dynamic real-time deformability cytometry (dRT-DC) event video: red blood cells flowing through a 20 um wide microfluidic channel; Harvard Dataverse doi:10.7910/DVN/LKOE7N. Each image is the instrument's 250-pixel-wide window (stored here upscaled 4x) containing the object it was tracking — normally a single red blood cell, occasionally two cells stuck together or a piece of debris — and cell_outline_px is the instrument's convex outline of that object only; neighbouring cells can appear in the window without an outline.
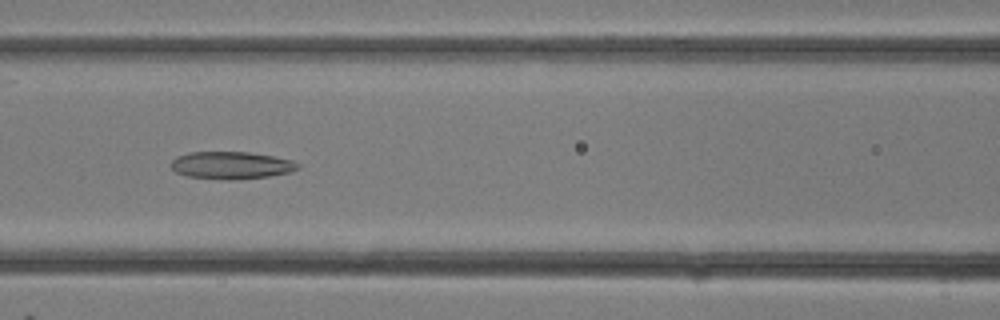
{"species": "common noctule bat (a hibernating species)", "species_latin": "Nyctalus noctula", "temperature_condition": "room temperature", "stored_images_in_passage": 32, "camera_frame_rate_fps": 3000, "um_per_image_px": 0.085, "animal": {"sex": "female"}, "frame": {"image": 1, "passage_image": 14, "time_ms": 4.333, "image_size_px": [1000, 320], "cell_outline_px": [[300, 168], [288, 172], [268, 176], [236, 180], [228, 180], [188, 176], [176, 172], [168, 164], [176, 156], [188, 152], [248, 152], [272, 156], [292, 160], [300, 164]], "centroid_in_image_um": [19.62, 14.04], "position_along_channel_um": 147.0, "area_um2": 20.29}}
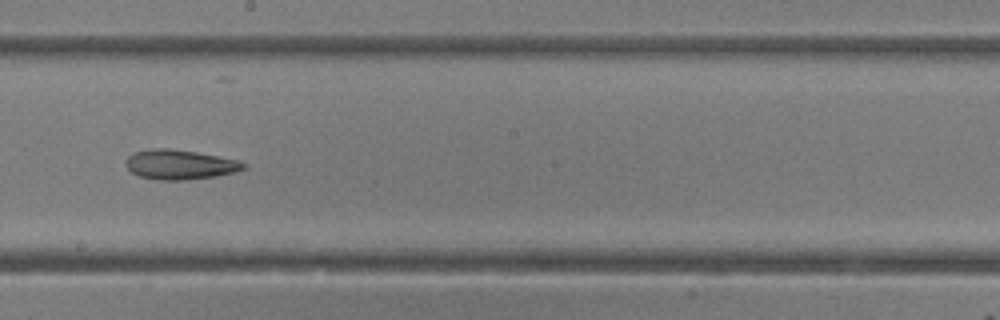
{"frame": {"image": 2, "passage_image": 18, "time_ms": 5.667, "image_size_px": [1000, 320], "cell_outline_px": [[248, 168], [236, 172], [216, 176], [184, 180], [156, 180], [140, 176], [132, 172], [124, 164], [128, 156], [136, 152], [152, 148], [168, 148], [196, 152], [240, 160], [248, 164]], "centroid_in_image_um": [15.34, 13.99], "position_along_channel_um": 232.9, "area_um2": 20.52}}
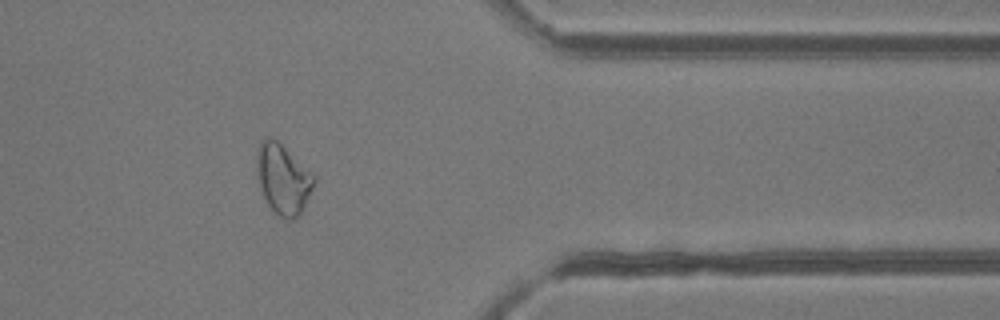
{"frame": {"image": 3, "passage_image": 26, "time_ms": 8.333, "image_size_px": [1000, 320], "cell_outline_px": [[316, 180], [300, 216], [292, 220], [288, 220], [280, 216], [268, 204], [260, 188], [256, 176], [256, 156], [260, 144], [264, 136], [272, 136], [312, 172], [316, 176]], "centroid_in_image_um": [24.05, 15.2], "position_along_channel_um": 387.3, "area_um2": 23.47}}